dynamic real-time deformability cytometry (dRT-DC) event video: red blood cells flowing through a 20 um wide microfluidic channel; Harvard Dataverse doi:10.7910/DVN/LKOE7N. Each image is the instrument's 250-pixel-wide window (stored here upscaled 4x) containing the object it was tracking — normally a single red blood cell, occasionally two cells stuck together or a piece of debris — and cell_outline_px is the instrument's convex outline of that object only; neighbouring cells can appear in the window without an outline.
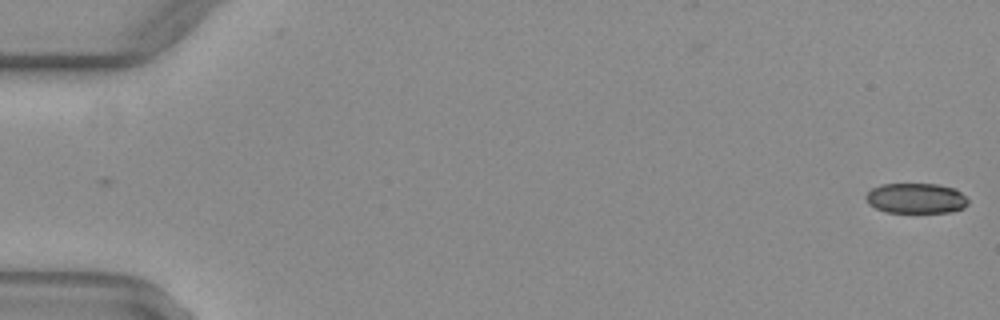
{"species": "common noctule bat (a hibernating species)", "species_latin": "Nyctalus noctula", "temperature_condition": "warm", "stored_images_in_passage": 2, "camera_frame_rate_fps": 3000, "um_per_image_px": 0.085, "animal": {"sex": "female", "body_mass_g": 29.2, "forearm_length_mm": 56.3}, "frame": {"image": 1, "passage_image": 2, "time_ms": 0.333, "image_size_px": [1000, 320], "cell_outline_px": [[968, 204], [964, 208], [952, 212], [884, 212], [868, 204], [864, 196], [872, 188], [880, 184], [936, 184], [956, 188], [968, 200]], "centroid_in_image_um": [77.85, 16.85], "position_along_channel_um": 7.2, "area_um2": 18.15}}